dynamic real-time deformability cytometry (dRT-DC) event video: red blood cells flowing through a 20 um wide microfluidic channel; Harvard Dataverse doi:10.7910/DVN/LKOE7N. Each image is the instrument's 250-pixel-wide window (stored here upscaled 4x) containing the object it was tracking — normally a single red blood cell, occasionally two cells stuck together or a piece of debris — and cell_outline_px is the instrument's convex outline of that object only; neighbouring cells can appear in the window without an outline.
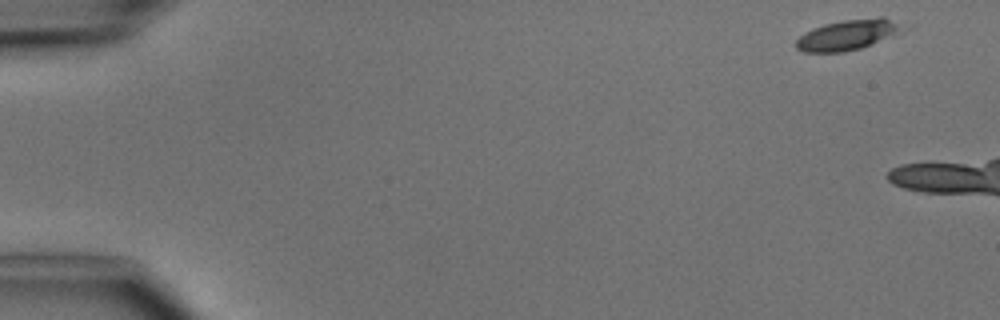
{"species": "common noctule bat (a hibernating species)", "species_latin": "Nyctalus noctula", "temperature_condition": "cold", "stored_images_in_passage": 7, "camera_frame_rate_fps": 3000, "um_per_image_px": 0.085, "animal": {"sex": "male", "body_mass_g": 15.6}, "frame": {"image": 1, "passage_image": 1, "time_ms": 0.0, "image_size_px": [1000, 320], "cell_outline_px": [[912, 28], [860, 48], [844, 52], [804, 52], [796, 48], [796, 40], [804, 32], [812, 28], [824, 24], [844, 20], [880, 16], [884, 16]], "centroid_in_image_um": [72.12, 2.94], "position_along_channel_um": 12.9, "area_um2": 19.13}}
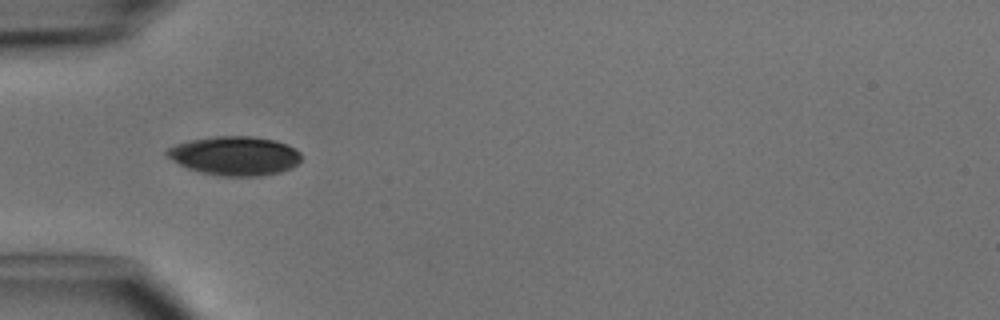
{"frame": {"image": 2, "passage_image": 6, "time_ms": 6.667, "image_size_px": [1000, 320], "cell_outline_px": [[300, 160], [292, 168], [280, 172], [260, 176], [224, 176], [200, 172], [188, 168], [164, 156], [164, 152], [168, 148], [176, 144], [188, 140], [216, 136], [252, 136], [276, 140], [288, 144], [296, 148], [300, 152]], "centroid_in_image_um": [19.95, 13.23], "position_along_channel_um": 65.0, "area_um2": 30.75}}